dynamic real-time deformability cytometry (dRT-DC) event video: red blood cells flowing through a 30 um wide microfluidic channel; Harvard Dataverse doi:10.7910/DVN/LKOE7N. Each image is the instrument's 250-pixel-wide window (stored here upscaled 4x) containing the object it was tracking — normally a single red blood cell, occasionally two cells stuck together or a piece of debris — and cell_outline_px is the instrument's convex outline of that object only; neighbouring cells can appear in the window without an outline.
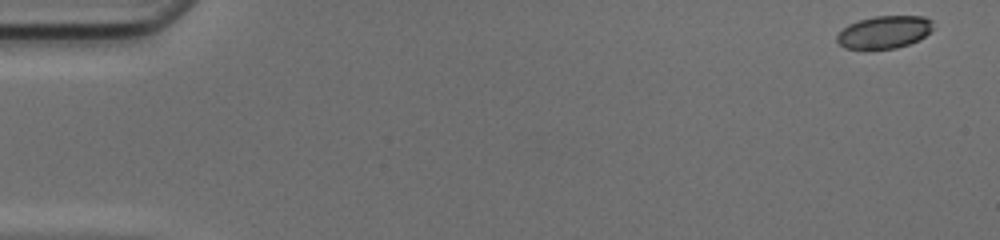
{"species": "common noctule bat (a hibernating species)", "species_latin": "Nyctalus noctula", "temperature_condition": "cold", "stored_images_in_passage": 49, "camera_frame_rate_fps": 3000, "um_per_image_px": 0.085, "animal": {"sex": "female", "body_mass_g": 17.0, "forearm_length_mm": 48.0}, "frame": {"image": 1, "passage_image": 1, "time_ms": 0.0, "image_size_px": [1000, 240], "cell_outline_px": [[932, 28], [920, 40], [896, 48], [872, 52], [868, 52], [844, 48], [836, 40], [836, 36], [848, 24], [860, 20], [876, 16], [924, 16], [932, 20]], "centroid_in_image_um": [75.12, 2.78], "position_along_channel_um": 9.9, "area_um2": 18.79}}
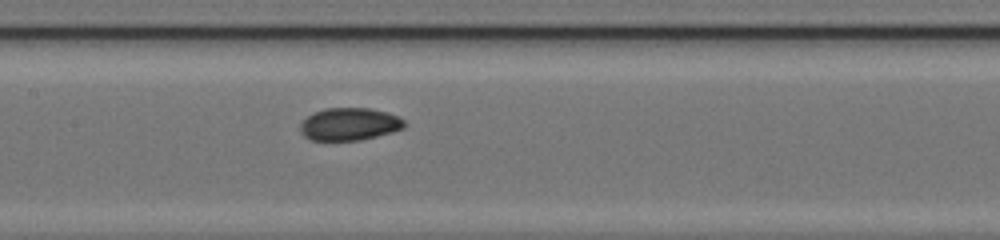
{"frame": {"image": 2, "passage_image": 24, "time_ms": 7.667, "image_size_px": [1000, 240], "cell_outline_px": [[408, 124], [404, 128], [392, 132], [360, 140], [312, 140], [304, 136], [300, 132], [300, 124], [312, 112], [324, 108], [368, 108], [388, 112], [404, 120]], "centroid_in_image_um": [29.7, 10.54], "position_along_channel_um": 177.7, "area_um2": 19.83}}
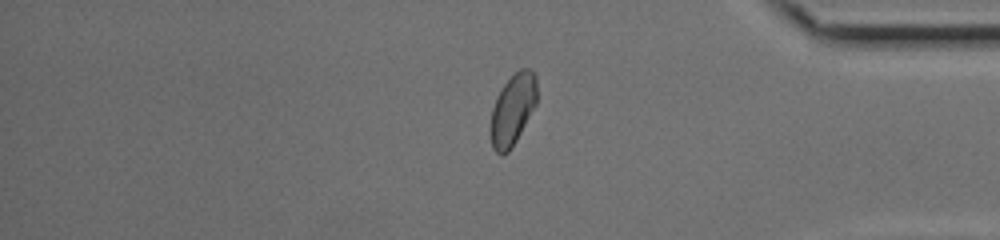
{"frame": {"image": 3, "passage_image": 41, "time_ms": 13.333, "image_size_px": [1000, 240], "cell_outline_px": [[536, 104], [516, 140], [508, 152], [500, 156], [492, 148], [488, 132], [488, 128], [492, 108], [496, 96], [504, 84], [520, 68], [532, 68], [536, 76]], "centroid_in_image_um": [43.53, 9.34], "position_along_channel_um": 391.7, "area_um2": 19.48}, "authors_computed_cell_mechanics": {"area_um2": 19.7098, "velocity_mm_per_s": 4.1747, "shape_relaxation_time_tau1_ms": 4.9108, "shape_relaxation_time_tau2_ms": 1.4089, "deformation_change_tau1": 0.0877, "deformation_change_tau2": 0.0512}}